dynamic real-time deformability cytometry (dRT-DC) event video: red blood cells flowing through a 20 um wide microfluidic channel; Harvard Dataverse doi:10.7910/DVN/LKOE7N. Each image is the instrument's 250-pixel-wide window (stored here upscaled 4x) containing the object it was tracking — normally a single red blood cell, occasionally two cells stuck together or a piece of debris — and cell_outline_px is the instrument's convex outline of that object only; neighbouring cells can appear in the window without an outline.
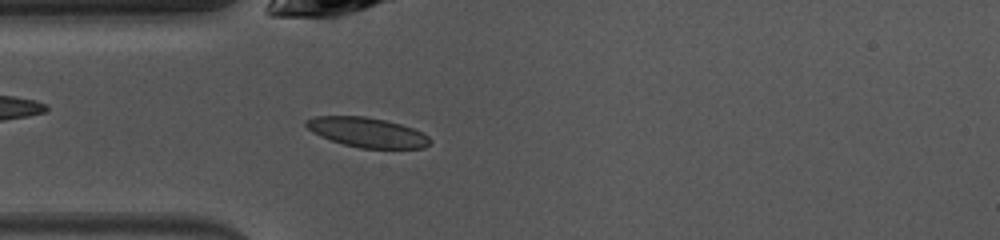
{"species": "common noctule bat (a hibernating species)", "species_latin": "Nyctalus noctula", "temperature_condition": "warm", "stored_images_in_passage": 40, "camera_frame_rate_fps": 3000, "um_per_image_px": 0.085, "animal": {"sex": "female", "body_mass_g": 10.0, "forearm_length_mm": 53.1}, "frame": {"image": 1, "passage_image": 4, "time_ms": 1.0, "image_size_px": [1000, 240], "cell_outline_px": [[432, 144], [424, 148], [360, 148], [344, 144], [320, 136], [312, 132], [304, 124], [304, 120], [316, 116], [364, 116], [384, 120], [400, 124], [412, 128], [428, 136], [432, 140]], "centroid_in_image_um": [31.21, 11.25], "position_along_channel_um": 53.8, "area_um2": 21.39}}
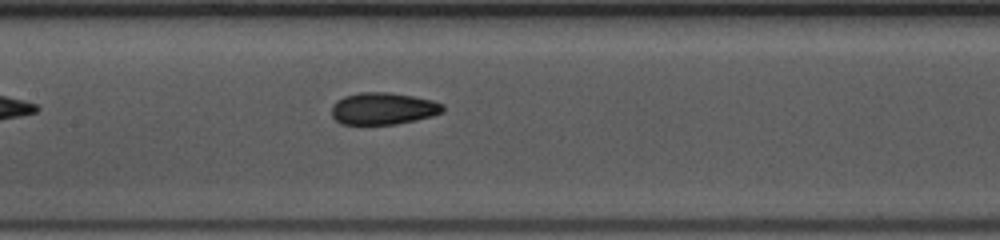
{"frame": {"image": 2, "passage_image": 13, "time_ms": 4.0, "image_size_px": [1000, 240], "cell_outline_px": [[444, 112], [432, 116], [416, 120], [396, 124], [340, 124], [332, 116], [332, 104], [336, 100], [344, 96], [360, 92], [388, 92], [412, 96], [432, 100], [444, 104]], "centroid_in_image_um": [32.57, 9.22], "position_along_channel_um": 174.8, "area_um2": 20.87}}
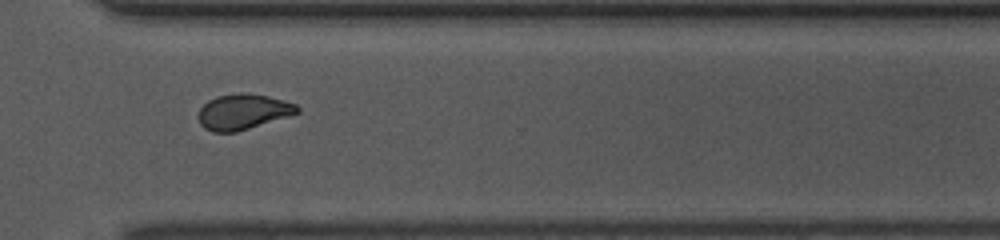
{"frame": {"image": 3, "passage_image": 26, "time_ms": 8.333, "image_size_px": [1000, 240], "cell_outline_px": [[300, 112], [292, 116], [236, 132], [212, 132], [204, 128], [200, 124], [200, 108], [208, 100], [216, 96], [240, 92], [244, 92], [268, 96], [296, 104], [300, 108]], "centroid_in_image_um": [20.7, 9.5], "position_along_channel_um": 349.9, "area_um2": 20.58}, "authors_computed_cell_mechanics": {"area_um2": 20.7502, "velocity_mm_per_s": 4.0533, "shape_relaxation_time_tau1_ms": 5.4991, "shape_relaxation_time_tau2_ms": 1.8273, "deformation_change_tau1": 0.153, "deformation_change_tau2": 0.0711}}